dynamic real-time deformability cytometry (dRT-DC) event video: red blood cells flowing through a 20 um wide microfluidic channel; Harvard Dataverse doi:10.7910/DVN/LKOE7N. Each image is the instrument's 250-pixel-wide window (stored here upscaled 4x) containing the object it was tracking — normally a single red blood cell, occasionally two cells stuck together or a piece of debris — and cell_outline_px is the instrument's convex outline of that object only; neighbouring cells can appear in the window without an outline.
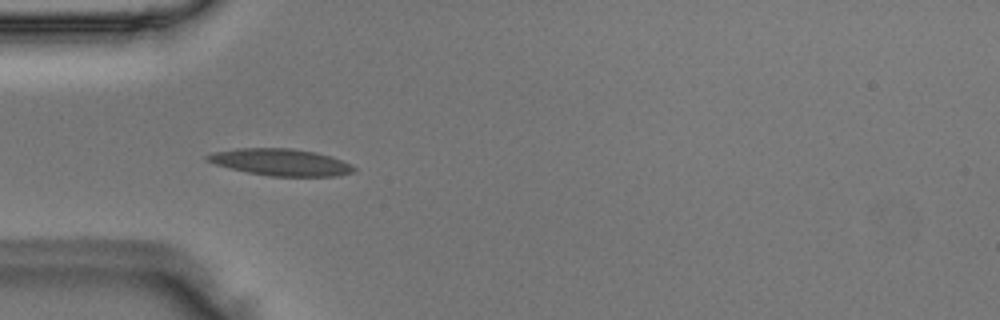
{"species": "Egyptian fruit bat (a non-hibernating species)", "species_latin": "Rousettus aegyptiacus", "temperature_condition": "room temperature", "stored_images_in_passage": 37, "camera_frame_rate_fps": 3000, "um_per_image_px": 0.085, "animal": {"sex": "male"}, "frame": {"image": 1, "passage_image": 1, "time_ms": 0.0, "image_size_px": [1000, 320], "cell_outline_px": [[356, 168], [352, 172], [336, 176], [272, 176], [248, 172], [216, 164], [204, 160], [204, 156], [212, 152], [236, 148], [292, 148], [316, 152], [332, 156], [352, 164]], "centroid_in_image_um": [23.86, 13.77], "position_along_channel_um": 61.1, "area_um2": 22.95}}
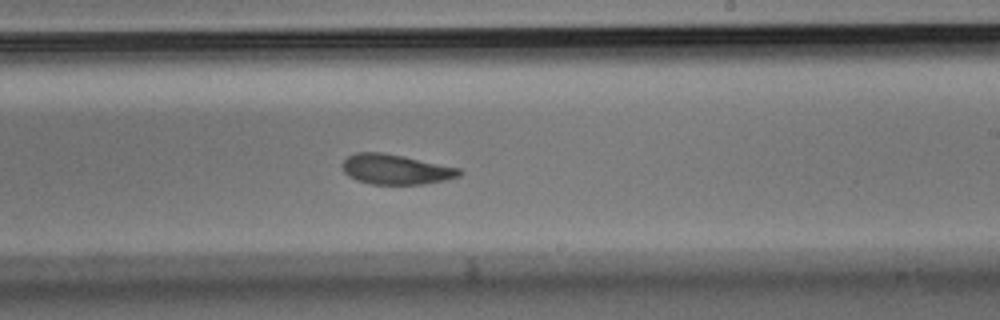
{"frame": {"image": 2, "passage_image": 16, "time_ms": 5.0, "image_size_px": [1000, 320], "cell_outline_px": [[464, 172], [460, 176], [444, 180], [424, 184], [372, 184], [356, 180], [348, 176], [344, 172], [340, 164], [348, 156], [356, 152], [384, 152], [460, 168]], "centroid_in_image_um": [33.62, 14.39], "position_along_channel_um": 255.4, "area_um2": 20.58}}
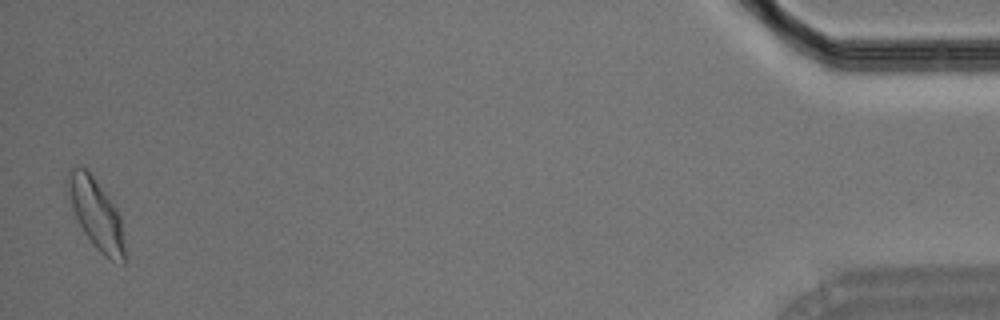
{"frame": {"image": 3, "passage_image": 36, "time_ms": 11.667, "image_size_px": [1000, 320], "cell_outline_px": [[124, 264], [112, 260], [104, 256], [92, 244], [84, 232], [72, 208], [68, 176], [68, 168], [84, 168], [92, 176], [108, 196], [116, 208], [120, 216], [124, 244]], "centroid_in_image_um": [8.21, 18.23], "position_along_channel_um": 427.0, "area_um2": 22.37}}